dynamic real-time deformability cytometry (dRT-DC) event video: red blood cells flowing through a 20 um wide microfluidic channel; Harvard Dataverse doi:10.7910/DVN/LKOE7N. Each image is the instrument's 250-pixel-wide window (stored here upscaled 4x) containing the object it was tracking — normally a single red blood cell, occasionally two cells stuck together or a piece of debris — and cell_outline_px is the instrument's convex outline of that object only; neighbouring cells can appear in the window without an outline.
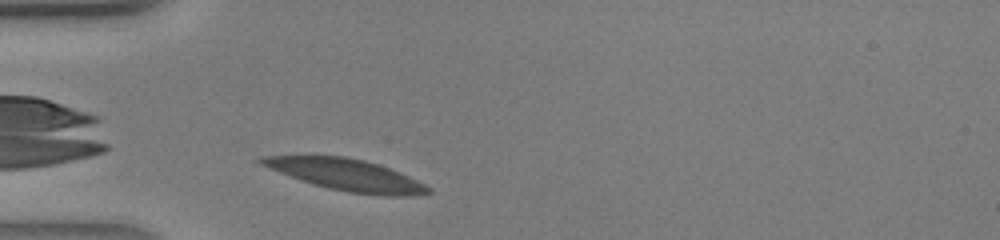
{"species": "human", "species_latin": "Homo sapiens", "temperature_condition": "warm", "stored_images_in_passage": 23, "camera_frame_rate_fps": 3000, "um_per_image_px": 0.085, "donor": {"sex": "male"}, "frame": {"image": 1, "passage_image": 1, "time_ms": 0.0, "image_size_px": [1000, 240], "cell_outline_px": [[432, 192], [416, 196], [384, 196], [348, 192], [328, 188], [312, 184], [300, 180], [260, 164], [256, 160], [260, 156], [344, 156], [364, 160], [388, 168], [408, 176], [432, 188]], "centroid_in_image_um": [29.46, 14.87], "position_along_channel_um": 55.5, "area_um2": 30.4}}
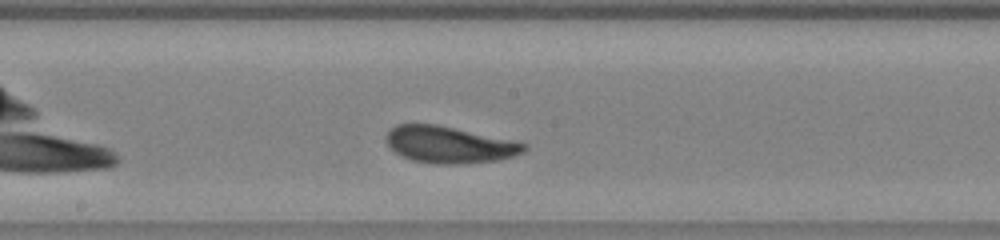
{"frame": {"image": 2, "passage_image": 11, "time_ms": 3.333, "image_size_px": [1000, 240], "cell_outline_px": [[528, 148], [524, 152], [512, 156], [496, 160], [452, 164], [436, 164], [412, 160], [396, 152], [388, 144], [384, 136], [396, 124], [436, 124], [528, 144]], "centroid_in_image_um": [38.17, 12.29], "position_along_channel_um": 210.0, "area_um2": 28.96}}
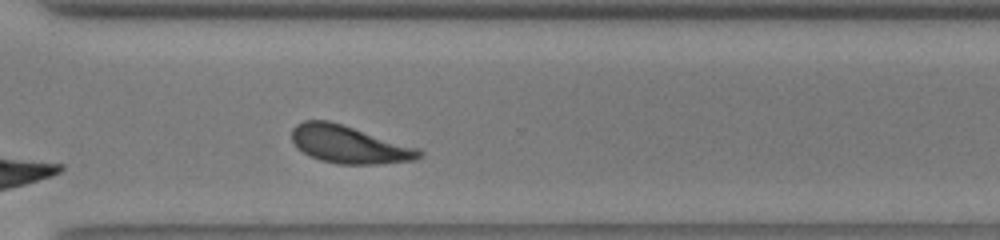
{"frame": {"image": 3, "passage_image": 19, "time_ms": 6.0, "image_size_px": [1000, 240], "cell_outline_px": [[424, 156], [416, 160], [380, 164], [336, 164], [320, 160], [296, 148], [292, 140], [292, 128], [296, 124], [304, 120], [328, 120], [420, 148], [424, 152]], "centroid_in_image_um": [29.71, 12.29], "position_along_channel_um": 340.9, "area_um2": 28.09}}